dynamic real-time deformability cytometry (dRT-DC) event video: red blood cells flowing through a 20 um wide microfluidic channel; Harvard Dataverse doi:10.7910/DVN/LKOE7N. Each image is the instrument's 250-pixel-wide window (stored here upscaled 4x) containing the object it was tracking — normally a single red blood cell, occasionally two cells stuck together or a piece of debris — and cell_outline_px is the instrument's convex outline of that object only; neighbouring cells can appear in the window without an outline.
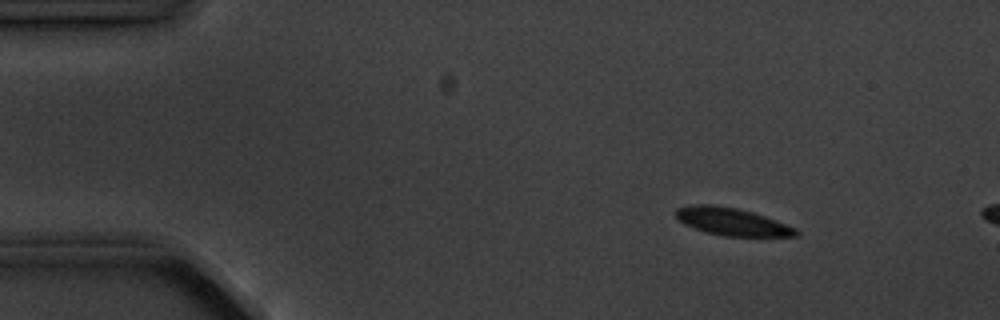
{"species": "common noctule bat (a hibernating species)", "species_latin": "Nyctalus noctula", "temperature_condition": "cold", "stored_images_in_passage": 4, "camera_frame_rate_fps": 3000, "um_per_image_px": 0.085, "animal": {"sex": "male", "body_mass_g": 20.1, "forearm_length_mm": 53.5}, "frame": {"image": 1, "passage_image": 2, "time_ms": 1.0, "image_size_px": [1000, 320], "cell_outline_px": [[800, 236], [724, 236], [704, 232], [684, 224], [676, 216], [676, 208], [696, 204], [712, 204], [736, 208], [752, 212], [764, 216], [796, 228], [800, 232]], "centroid_in_image_um": [62.22, 18.85], "position_along_channel_um": 22.8, "area_um2": 19.19}}